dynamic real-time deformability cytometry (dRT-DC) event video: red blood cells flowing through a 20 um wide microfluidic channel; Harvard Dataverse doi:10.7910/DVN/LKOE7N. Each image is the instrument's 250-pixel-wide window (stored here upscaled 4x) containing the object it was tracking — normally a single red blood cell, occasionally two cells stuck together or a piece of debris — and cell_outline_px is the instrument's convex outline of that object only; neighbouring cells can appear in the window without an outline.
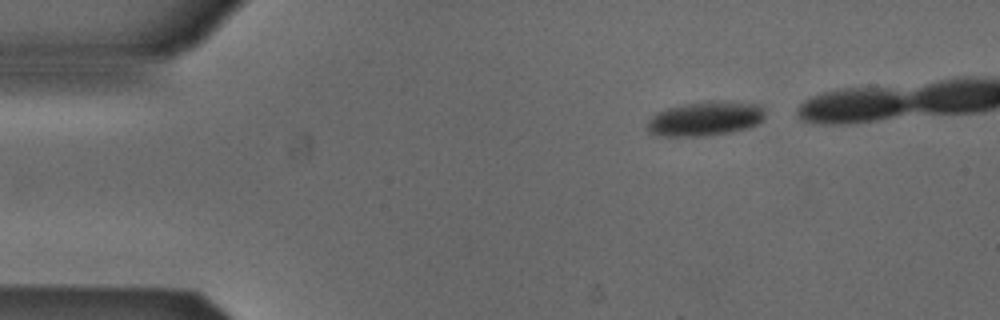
{"species": "Egyptian fruit bat (a non-hibernating species)", "species_latin": "Rousettus aegyptiacus", "temperature_condition": "cold", "stored_images_in_passage": 4, "camera_frame_rate_fps": 3000, "um_per_image_px": 0.085, "animal": {"sex": "male"}, "frame": {"image": 1, "passage_image": 1, "time_ms": 0.0, "image_size_px": [1000, 320], "cell_outline_px": [[764, 120], [748, 128], [732, 132], [704, 136], [656, 136], [648, 132], [644, 128], [648, 120], [656, 112], [668, 108], [684, 104], [760, 104], [764, 108]], "centroid_in_image_um": [59.86, 10.16], "position_along_channel_um": 25.1, "area_um2": 22.89}}